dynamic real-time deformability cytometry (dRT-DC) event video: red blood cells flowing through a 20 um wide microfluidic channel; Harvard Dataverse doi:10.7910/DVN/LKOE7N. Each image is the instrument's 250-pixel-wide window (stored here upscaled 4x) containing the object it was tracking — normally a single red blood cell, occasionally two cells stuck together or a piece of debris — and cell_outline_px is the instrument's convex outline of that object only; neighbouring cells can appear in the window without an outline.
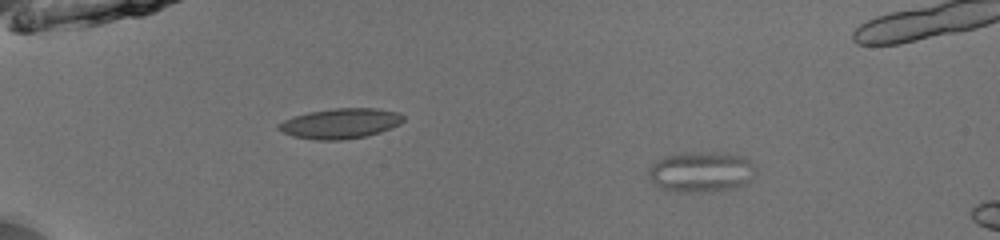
{"species": "common noctule bat (a hibernating species)", "species_latin": "Nyctalus noctula", "temperature_condition": "room temperature", "stored_images_in_passage": 15, "camera_frame_rate_fps": 3000, "um_per_image_px": 0.085, "animal": {"sex": "male", "body_mass_g": 13.0, "forearm_length_mm": 53.1}, "frame": {"image": 1, "passage_image": 9, "time_ms": 2.667, "image_size_px": [1000, 240], "cell_outline_px": [[756, 172], [744, 184], [736, 188], [700, 192], [676, 192], [660, 188], [648, 176], [648, 172], [652, 164], [656, 160], [664, 156], [684, 152], [728, 152], [744, 156], [756, 164]], "centroid_in_image_um": [59.63, 14.58], "position_along_channel_um": 25.4, "area_um2": 25.72}}